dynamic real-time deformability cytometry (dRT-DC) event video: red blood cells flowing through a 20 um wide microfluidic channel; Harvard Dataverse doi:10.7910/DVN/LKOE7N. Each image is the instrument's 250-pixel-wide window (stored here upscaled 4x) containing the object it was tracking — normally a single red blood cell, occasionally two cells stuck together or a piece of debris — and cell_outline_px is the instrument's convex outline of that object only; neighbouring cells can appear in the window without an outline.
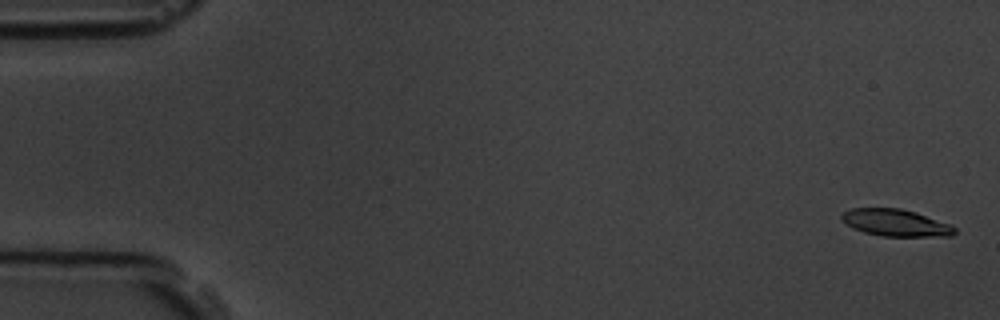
{"species": "common noctule bat (a hibernating species)", "species_latin": "Nyctalus noctula", "temperature_condition": "room temperature", "stored_images_in_passage": 6, "segment_of_instrument_passage": [1, 2], "camera_frame_rate_fps": 3000, "um_per_image_px": 0.085, "animal": {"sex": "male", "body_mass_g": 19.5, "forearm_length_mm": 54.6}, "frame": {"image": 1, "passage_image": 1, "time_ms": 0.0, "image_size_px": [1000, 320], "cell_outline_px": [[956, 232], [952, 236], [880, 236], [864, 232], [852, 228], [840, 216], [844, 212], [852, 208], [900, 208], [916, 212], [952, 224], [956, 228]], "centroid_in_image_um": [76.18, 18.93], "position_along_channel_um": 8.8, "area_um2": 17.8}}
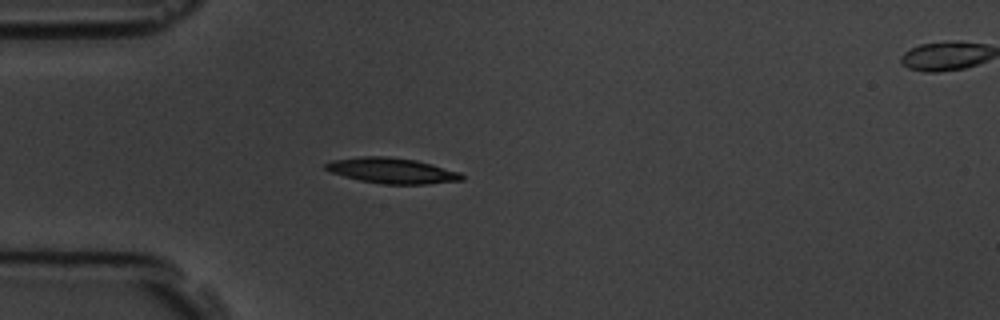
{"frame": {"image": 2, "passage_image": 5, "time_ms": 4.667, "image_size_px": [1000, 320], "cell_outline_px": [[464, 180], [428, 184], [384, 184], [360, 180], [344, 176], [332, 172], [324, 168], [324, 164], [332, 160], [364, 156], [388, 156], [416, 160], [460, 172], [464, 176]], "centroid_in_image_um": [33.34, 14.5], "position_along_channel_um": 51.7, "area_um2": 20.17}}